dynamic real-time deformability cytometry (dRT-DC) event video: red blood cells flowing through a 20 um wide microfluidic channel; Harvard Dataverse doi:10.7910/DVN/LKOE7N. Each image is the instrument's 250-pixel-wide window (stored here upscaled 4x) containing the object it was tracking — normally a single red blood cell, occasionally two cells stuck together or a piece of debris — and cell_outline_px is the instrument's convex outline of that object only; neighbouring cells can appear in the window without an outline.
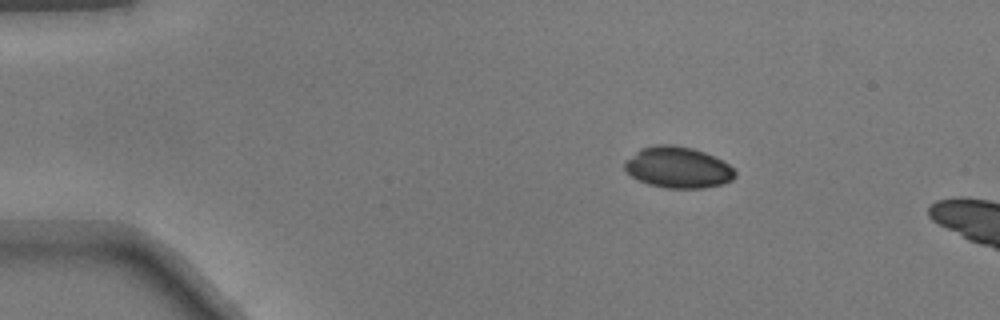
{"species": "common noctule bat (a hibernating species)", "species_latin": "Nyctalus noctula", "temperature_condition": "warm", "stored_images_in_passage": 13, "camera_frame_rate_fps": 3000, "um_per_image_px": 0.085, "animal": {"sex": "male", "body_mass_g": 17.9}, "frame": {"image": 1, "passage_image": 8, "time_ms": 2.333, "image_size_px": [1000, 320], "cell_outline_px": [[736, 176], [732, 180], [720, 184], [704, 188], [668, 188], [648, 184], [632, 176], [624, 168], [624, 160], [640, 148], [656, 144], [672, 144], [692, 148], [704, 152], [728, 164], [736, 172]], "centroid_in_image_um": [57.59, 14.22], "position_along_channel_um": 27.4, "area_um2": 26.41}}